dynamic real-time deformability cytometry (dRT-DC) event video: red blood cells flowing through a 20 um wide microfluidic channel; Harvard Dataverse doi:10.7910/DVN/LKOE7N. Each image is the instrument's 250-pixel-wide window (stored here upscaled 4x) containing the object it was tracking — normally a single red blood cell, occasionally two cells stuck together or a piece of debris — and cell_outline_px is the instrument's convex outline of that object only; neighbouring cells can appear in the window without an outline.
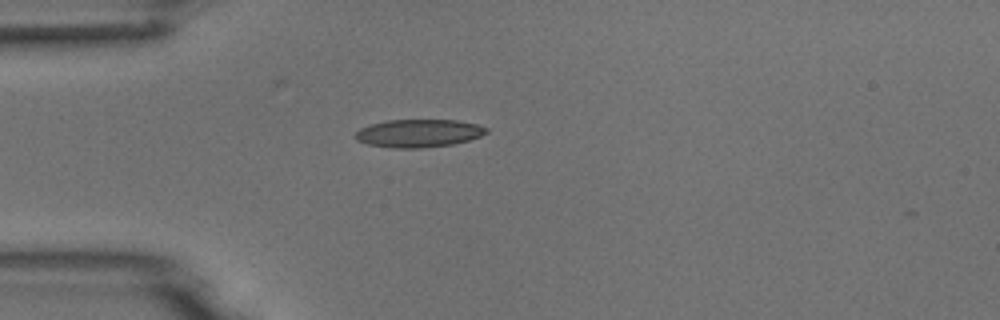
{"species": "common noctule bat (a hibernating species)", "species_latin": "Nyctalus noctula", "temperature_condition": "room temperature", "stored_images_in_passage": 2, "camera_frame_rate_fps": 3000, "um_per_image_px": 0.085, "animal": {"sex": "male", "body_mass_g": 18.8}, "frame": {"image": 1, "passage_image": 1, "time_ms": 0.0, "image_size_px": [1000, 320], "cell_outline_px": [[488, 132], [480, 136], [468, 140], [452, 144], [424, 148], [392, 148], [368, 144], [356, 140], [356, 132], [360, 128], [372, 124], [388, 120], [456, 120], [476, 124], [488, 128]], "centroid_in_image_um": [35.59, 11.33], "position_along_channel_um": 49.4, "area_um2": 21.21}}